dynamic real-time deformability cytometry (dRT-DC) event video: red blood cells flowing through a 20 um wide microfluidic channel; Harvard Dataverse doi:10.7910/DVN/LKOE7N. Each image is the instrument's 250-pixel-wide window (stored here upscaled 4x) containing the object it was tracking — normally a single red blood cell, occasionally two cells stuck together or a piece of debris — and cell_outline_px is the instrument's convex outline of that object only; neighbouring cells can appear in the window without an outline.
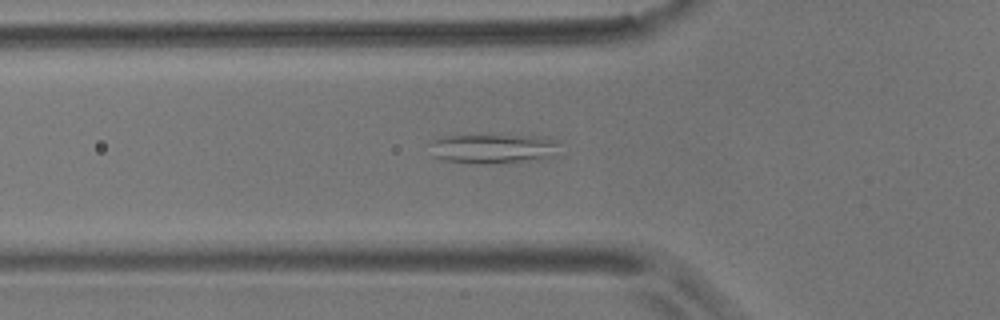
{"species": "common noctule bat (a hibernating species)", "species_latin": "Nyctalus noctula", "temperature_condition": "room temperature", "stored_images_in_passage": 49, "camera_frame_rate_fps": 3000, "um_per_image_px": 0.085, "animal": {"sex": "male", "body_mass_g": 17.9}, "frame": {"image": 1, "passage_image": 12, "time_ms": 3.667, "image_size_px": [1000, 320], "cell_outline_px": [[560, 144], [548, 156], [540, 160], [480, 164], [444, 160], [432, 156], [428, 144], [432, 140], [448, 136], [532, 136], [556, 140]], "centroid_in_image_um": [41.82, 12.65], "position_along_channel_um": 84.0, "area_um2": 21.91}}
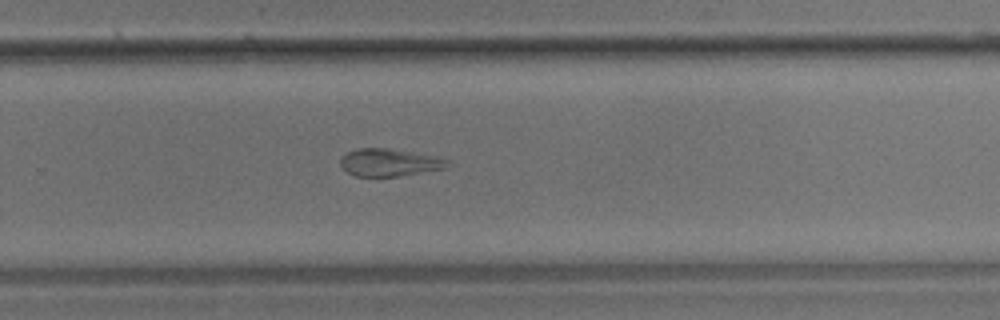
{"frame": {"image": 2, "passage_image": 30, "time_ms": 9.667, "image_size_px": [1000, 320], "cell_outline_px": [[452, 164], [448, 168], [400, 176], [356, 176], [348, 172], [340, 164], [340, 156], [356, 148], [388, 148], [440, 156], [448, 160]], "centroid_in_image_um": [33.16, 13.8], "position_along_channel_um": 296.6, "area_um2": 17.46}}
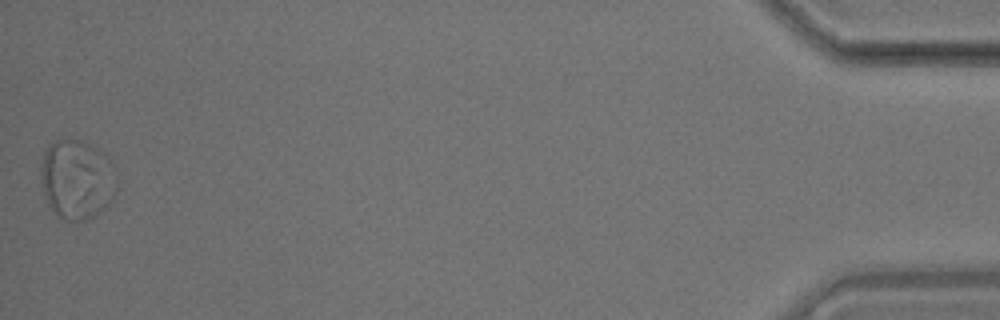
{"frame": {"image": 3, "passage_image": 49, "time_ms": 16.0, "image_size_px": [1000, 320], "cell_outline_px": [[116, 192], [108, 204], [100, 212], [88, 220], [64, 220], [48, 204], [44, 196], [40, 172], [40, 168], [44, 152], [48, 144], [56, 140], [80, 140], [92, 144], [104, 152], [112, 164], [116, 176]], "centroid_in_image_um": [6.54, 15.23], "position_along_channel_um": 428.7, "area_um2": 35.37}, "authors_computed_cell_mechanics": {"area_um2": 20.9814, "velocity_mm_per_s": 3.5318, "shape_relaxation_time_tau1_ms": null, "shape_relaxation_time_tau2_ms": 2.2298, "deformation_change_tau1": null, "deformation_change_tau2": 0.0845}}